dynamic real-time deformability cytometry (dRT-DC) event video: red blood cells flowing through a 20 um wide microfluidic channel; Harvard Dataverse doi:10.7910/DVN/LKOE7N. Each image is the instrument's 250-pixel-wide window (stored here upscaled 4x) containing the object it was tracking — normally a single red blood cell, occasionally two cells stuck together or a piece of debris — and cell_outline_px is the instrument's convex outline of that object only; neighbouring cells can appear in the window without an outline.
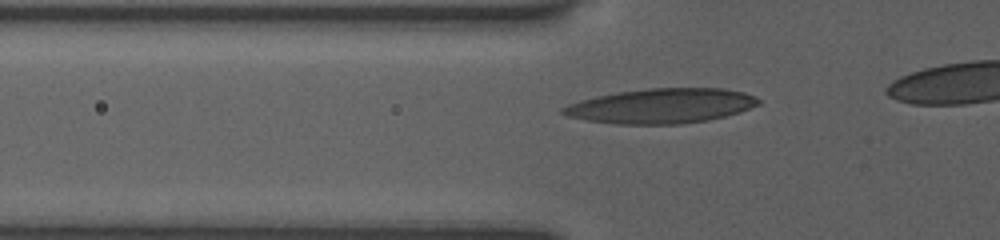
{"species": "human", "species_latin": "Homo sapiens", "temperature_condition": "room temperature", "stored_images_in_passage": 33, "camera_frame_rate_fps": 3000, "um_per_image_px": 0.085, "donor": {"sex": "female"}, "frame": {"image": 1, "passage_image": 5, "time_ms": 1.333, "image_size_px": [1000, 240], "cell_outline_px": [[760, 104], [740, 112], [708, 120], [680, 124], [620, 124], [588, 120], [568, 116], [560, 112], [560, 108], [568, 104], [580, 100], [596, 96], [616, 92], [648, 88], [724, 88], [744, 92], [756, 96], [760, 100]], "centroid_in_image_um": [56.23, 8.99], "position_along_channel_um": 69.6, "area_um2": 39.71}}
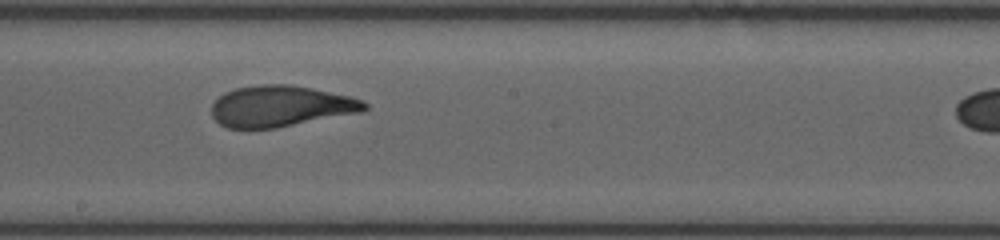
{"frame": {"image": 2, "passage_image": 17, "time_ms": 5.333, "image_size_px": [1000, 240], "cell_outline_px": [[368, 108], [360, 112], [276, 128], [228, 128], [220, 124], [212, 116], [212, 104], [224, 92], [236, 88], [260, 84], [288, 84], [312, 88], [352, 96], [364, 100], [368, 104]], "centroid_in_image_um": [23.87, 9.02], "position_along_channel_um": 224.3, "area_um2": 36.65}}
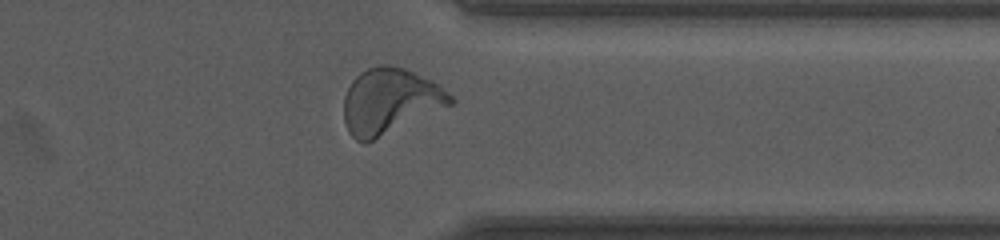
{"frame": {"image": 3, "passage_image": 29, "time_ms": 9.333, "image_size_px": [1000, 240], "cell_outline_px": [[456, 100], [452, 104], [364, 144], [356, 140], [348, 132], [344, 120], [344, 96], [352, 80], [360, 72], [368, 68], [380, 64], [388, 64], [404, 68], [432, 80], [440, 84]], "centroid_in_image_um": [33.13, 8.58], "position_along_channel_um": 378.3, "area_um2": 40.58}}